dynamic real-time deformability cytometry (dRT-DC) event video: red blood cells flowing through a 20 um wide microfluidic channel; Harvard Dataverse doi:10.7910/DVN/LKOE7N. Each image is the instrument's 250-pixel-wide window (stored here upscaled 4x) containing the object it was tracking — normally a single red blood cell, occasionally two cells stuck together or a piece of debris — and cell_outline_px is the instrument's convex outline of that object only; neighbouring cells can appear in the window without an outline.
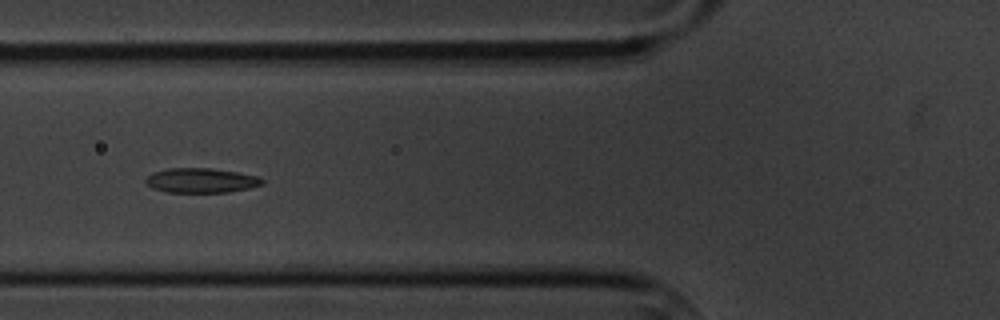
{"species": "common noctule bat (a hibernating species)", "species_latin": "Nyctalus noctula", "temperature_condition": "cold", "stored_images_in_passage": 8, "camera_frame_rate_fps": 3000, "um_per_image_px": 0.085, "animal": {"sex": "male", "body_mass_g": 20.1, "forearm_length_mm": 53.5}, "frame": {"image": 1, "passage_image": 5, "time_ms": 4.667, "image_size_px": [1000, 320], "cell_outline_px": [[264, 184], [248, 188], [228, 192], [168, 192], [152, 188], [144, 180], [152, 172], [168, 168], [212, 168], [260, 176], [264, 180]], "centroid_in_image_um": [17.11, 15.33], "position_along_channel_um": 108.7, "area_um2": 16.76}}
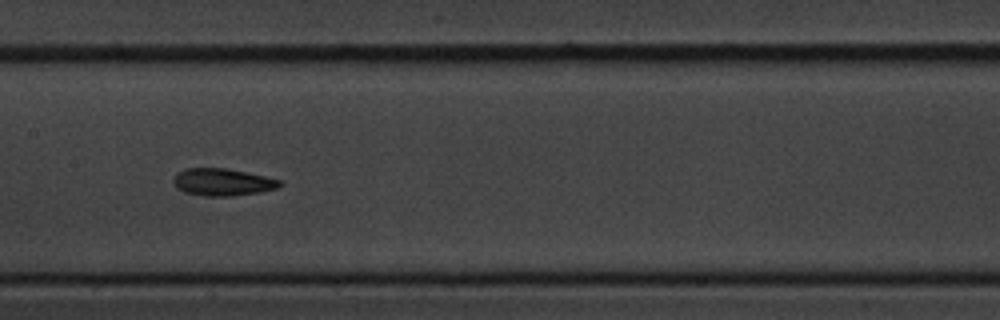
{"frame": {"image": 2, "passage_image": 7, "time_ms": 7.0, "image_size_px": [1000, 320], "cell_outline_px": [[284, 184], [276, 188], [260, 192], [232, 196], [204, 196], [184, 192], [176, 188], [172, 180], [176, 172], [184, 168], [228, 168], [264, 176], [280, 180]], "centroid_in_image_um": [18.87, 15.47], "position_along_channel_um": 188.5, "area_um2": 17.05}}
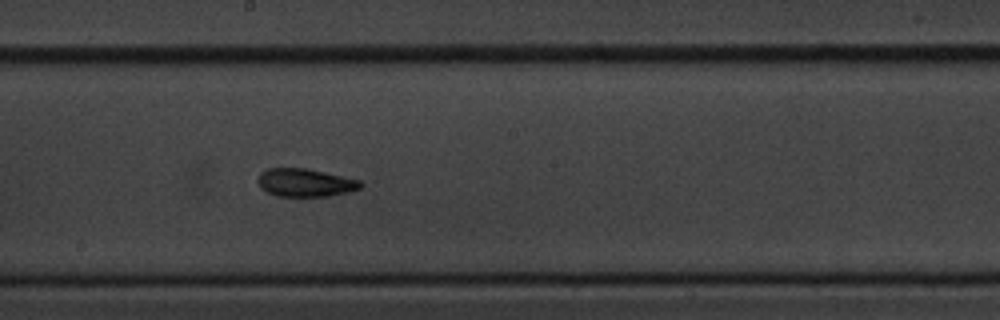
{"frame": {"image": 3, "passage_image": 8, "time_ms": 8.0, "image_size_px": [1000, 320], "cell_outline_px": [[364, 184], [360, 188], [348, 192], [328, 196], [276, 196], [260, 188], [256, 180], [260, 172], [268, 168], [308, 168], [360, 180]], "centroid_in_image_um": [25.92, 15.52], "position_along_channel_um": 222.3, "area_um2": 16.94}}